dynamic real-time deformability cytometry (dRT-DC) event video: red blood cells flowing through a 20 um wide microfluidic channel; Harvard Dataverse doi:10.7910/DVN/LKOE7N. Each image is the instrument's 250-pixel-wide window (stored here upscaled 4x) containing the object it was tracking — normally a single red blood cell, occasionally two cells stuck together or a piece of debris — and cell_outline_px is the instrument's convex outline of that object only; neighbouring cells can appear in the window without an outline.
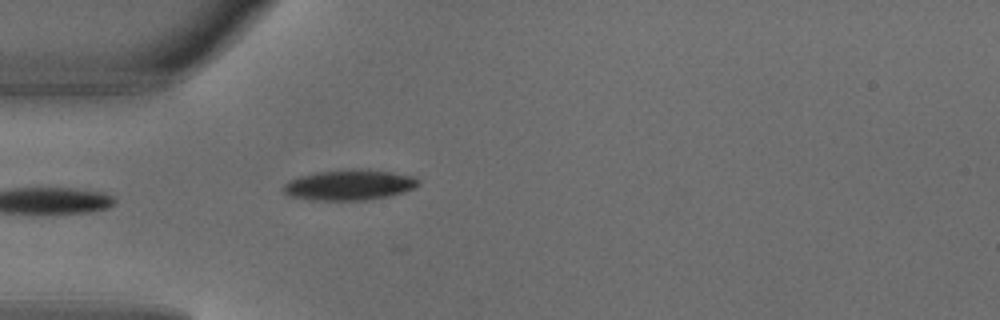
{"species": "common noctule bat (a hibernating species)", "species_latin": "Nyctalus noctula", "temperature_condition": "warm", "stored_images_in_passage": 4, "camera_frame_rate_fps": 3000, "um_per_image_px": 0.085, "animal": {"sex": "male", "body_mass_g": 18.8}, "frame": {"image": 1, "passage_image": 4, "time_ms": 1.0, "image_size_px": [1000, 320], "cell_outline_px": [[420, 184], [404, 192], [388, 196], [368, 200], [312, 200], [292, 196], [284, 192], [284, 184], [288, 180], [300, 176], [316, 172], [352, 168], [368, 168], [412, 176], [420, 180]], "centroid_in_image_um": [29.71, 15.7], "position_along_channel_um": 55.3, "area_um2": 24.1}}